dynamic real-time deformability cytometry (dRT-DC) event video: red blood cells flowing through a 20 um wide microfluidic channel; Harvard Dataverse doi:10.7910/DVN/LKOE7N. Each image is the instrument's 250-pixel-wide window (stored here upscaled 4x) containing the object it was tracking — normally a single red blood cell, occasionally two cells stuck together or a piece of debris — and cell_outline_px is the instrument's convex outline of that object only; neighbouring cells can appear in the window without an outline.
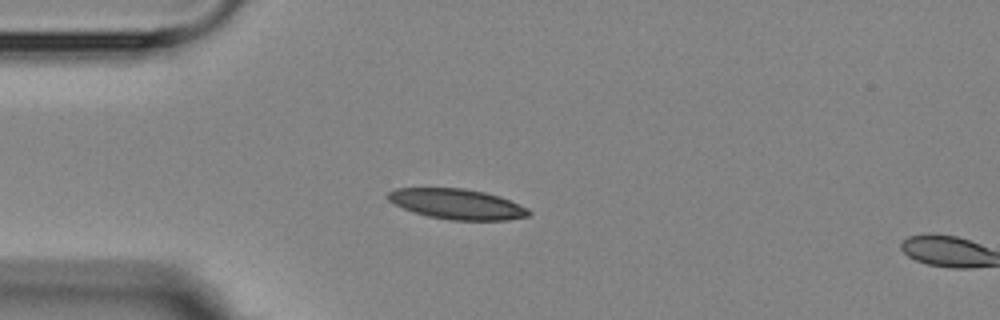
{"species": "Egyptian fruit bat (a non-hibernating species)", "species_latin": "Rousettus aegyptiacus", "temperature_condition": "room temperature", "stored_images_in_passage": 4, "segment_of_instrument_passage": [1, 2], "camera_frame_rate_fps": 3000, "um_per_image_px": 0.085, "animal": {"sex": "female"}, "frame": {"image": 1, "passage_image": 3, "time_ms": 2.333, "image_size_px": [1000, 320], "cell_outline_px": [[532, 212], [528, 216], [508, 220], [448, 220], [428, 216], [404, 208], [388, 200], [384, 196], [388, 192], [396, 188], [464, 188], [484, 192], [500, 196], [528, 208]], "centroid_in_image_um": [38.86, 17.34], "position_along_channel_um": 46.1, "area_um2": 24.85}}